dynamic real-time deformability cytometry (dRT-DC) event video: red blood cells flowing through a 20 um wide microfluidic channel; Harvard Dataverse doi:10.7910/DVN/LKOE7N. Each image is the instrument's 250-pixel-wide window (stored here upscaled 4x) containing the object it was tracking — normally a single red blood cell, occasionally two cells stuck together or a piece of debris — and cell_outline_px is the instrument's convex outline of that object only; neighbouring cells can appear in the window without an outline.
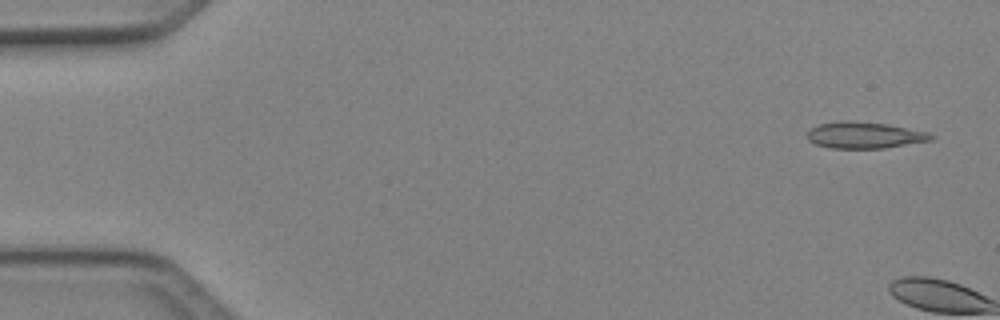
{"species": "Egyptian fruit bat (a non-hibernating species)", "species_latin": "Rousettus aegyptiacus", "temperature_condition": "cold", "stored_images_in_passage": 7, "camera_frame_rate_fps": 3000, "um_per_image_px": 0.085, "animal": {"sex": "female"}, "frame": {"image": 1, "passage_image": 1, "time_ms": 0.0, "image_size_px": [1000, 320], "cell_outline_px": [[936, 136], [932, 140], [884, 148], [828, 148], [816, 144], [808, 140], [808, 132], [812, 128], [820, 124], [844, 120], [848, 120], [888, 124], [928, 132]], "centroid_in_image_um": [73.51, 11.49], "position_along_channel_um": 11.5, "area_um2": 19.02}}
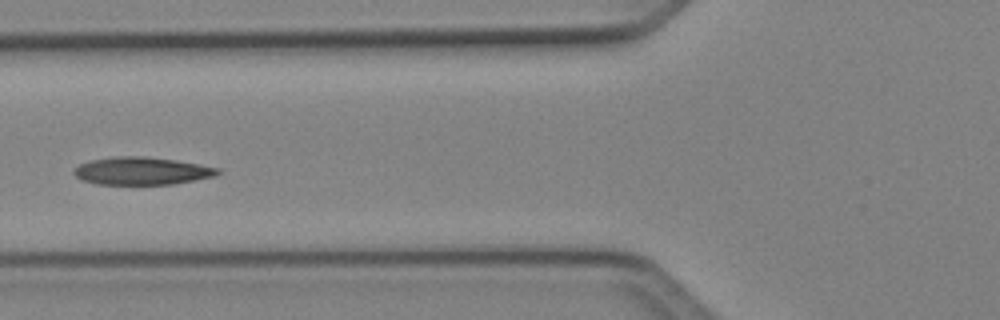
{"frame": {"image": 2, "passage_image": 6, "time_ms": 1.667, "image_size_px": [1000, 320], "cell_outline_px": [[224, 172], [216, 176], [196, 180], [172, 184], [96, 184], [80, 180], [72, 172], [80, 164], [92, 160], [116, 156], [144, 156], [176, 160], [200, 164], [220, 168]], "centroid_in_image_um": [12.1, 14.53], "position_along_channel_um": 113.7, "area_um2": 23.35}}
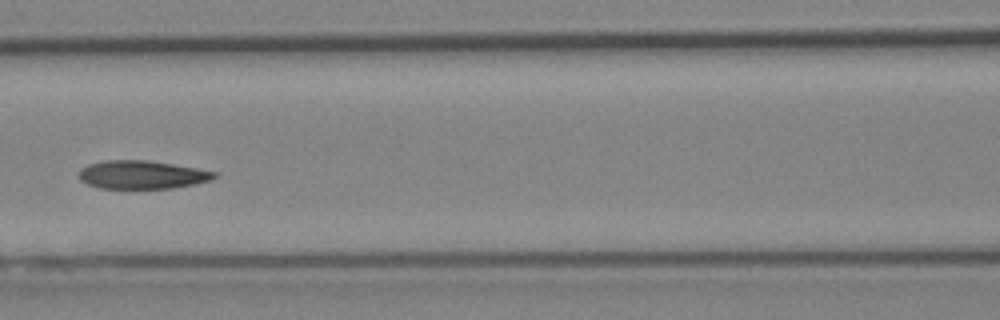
{"frame": {"image": 3, "passage_image": 7, "time_ms": 2.0, "image_size_px": [1000, 320], "cell_outline_px": [[220, 176], [212, 180], [196, 184], [172, 188], [100, 188], [88, 184], [80, 180], [80, 168], [88, 164], [104, 160], [148, 160], [196, 168], [216, 172]], "centroid_in_image_um": [12.1, 14.85], "position_along_channel_um": 154.5, "area_um2": 22.37}}